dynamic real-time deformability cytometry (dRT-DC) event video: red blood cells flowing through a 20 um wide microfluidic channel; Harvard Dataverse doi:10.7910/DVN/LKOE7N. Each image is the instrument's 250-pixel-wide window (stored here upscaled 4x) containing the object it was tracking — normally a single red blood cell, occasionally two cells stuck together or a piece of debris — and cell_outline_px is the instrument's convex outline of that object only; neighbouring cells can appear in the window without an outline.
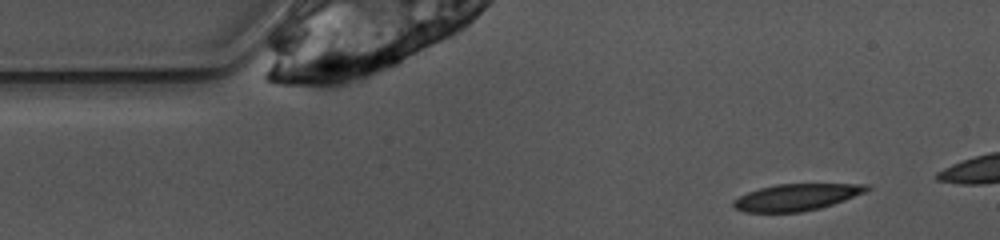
{"species": "common noctule bat (a hibernating species)", "species_latin": "Nyctalus noctula", "temperature_condition": "warm", "stored_images_in_passage": 9, "camera_frame_rate_fps": 3000, "um_per_image_px": 0.085, "animal": {"sex": "female", "body_mass_g": 10.0, "forearm_length_mm": 53.1}, "frame": {"image": 1, "passage_image": 4, "time_ms": 1.0, "image_size_px": [1000, 240], "cell_outline_px": [[872, 188], [864, 192], [844, 200], [820, 208], [800, 212], [744, 212], [736, 208], [732, 204], [732, 200], [748, 192], [760, 188], [776, 184], [872, 184]], "centroid_in_image_um": [67.7, 16.75], "position_along_channel_um": 17.3, "area_um2": 20.63}}